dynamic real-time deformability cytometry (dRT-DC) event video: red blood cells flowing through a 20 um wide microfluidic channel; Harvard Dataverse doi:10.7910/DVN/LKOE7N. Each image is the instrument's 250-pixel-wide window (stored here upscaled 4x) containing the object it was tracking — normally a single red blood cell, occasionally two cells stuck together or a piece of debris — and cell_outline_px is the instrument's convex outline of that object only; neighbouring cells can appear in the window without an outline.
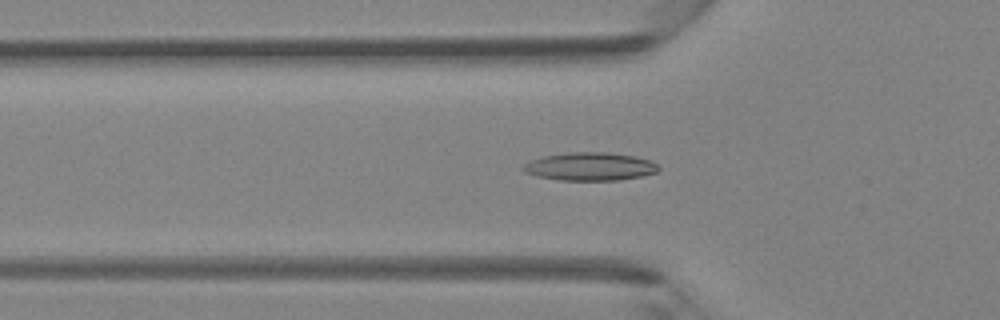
{"species": "Egyptian fruit bat (a non-hibernating species)", "species_latin": "Rousettus aegyptiacus", "temperature_condition": "room temperature", "stored_images_in_passage": 35, "camera_frame_rate_fps": 3000, "um_per_image_px": 0.085, "animal": {"sex": "female"}, "frame": {"image": 1, "passage_image": 5, "time_ms": 1.333, "image_size_px": [1000, 320], "cell_outline_px": [[660, 168], [656, 172], [640, 176], [620, 180], [560, 180], [536, 176], [524, 172], [520, 168], [524, 164], [540, 156], [568, 152], [608, 152], [636, 156], [648, 160], [656, 164]], "centroid_in_image_um": [50.1, 14.15], "position_along_channel_um": 75.7, "area_um2": 22.25}}
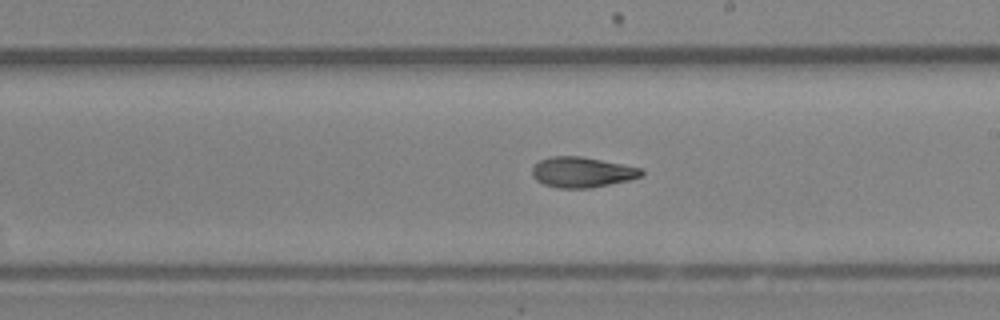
{"frame": {"image": 2, "passage_image": 16, "time_ms": 5.0, "image_size_px": [1000, 320], "cell_outline_px": [[644, 176], [628, 180], [588, 188], [556, 188], [544, 184], [536, 180], [532, 176], [532, 168], [540, 160], [552, 156], [580, 156], [644, 168]], "centroid_in_image_um": [49.49, 14.63], "position_along_channel_um": 239.5, "area_um2": 19.36}}
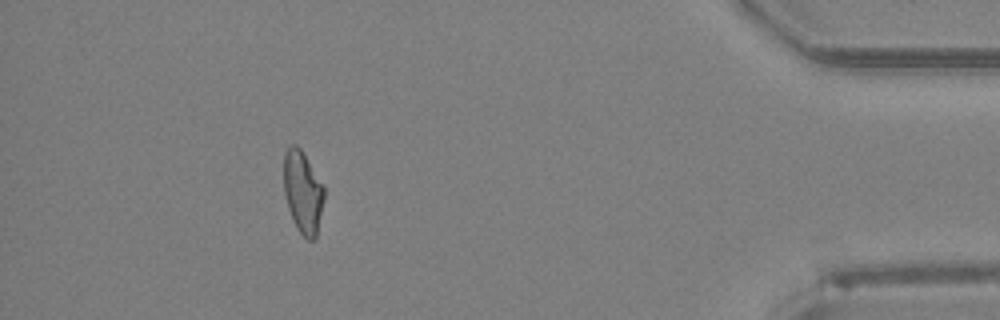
{"frame": {"image": 3, "passage_image": 31, "time_ms": 10.0, "image_size_px": [1000, 320], "cell_outline_px": [[324, 200], [316, 240], [308, 240], [296, 228], [292, 220], [288, 208], [284, 192], [284, 152], [292, 144], [296, 144], [300, 148], [324, 184]], "centroid_in_image_um": [25.75, 16.34], "position_along_channel_um": 409.4, "area_um2": 19.59}}